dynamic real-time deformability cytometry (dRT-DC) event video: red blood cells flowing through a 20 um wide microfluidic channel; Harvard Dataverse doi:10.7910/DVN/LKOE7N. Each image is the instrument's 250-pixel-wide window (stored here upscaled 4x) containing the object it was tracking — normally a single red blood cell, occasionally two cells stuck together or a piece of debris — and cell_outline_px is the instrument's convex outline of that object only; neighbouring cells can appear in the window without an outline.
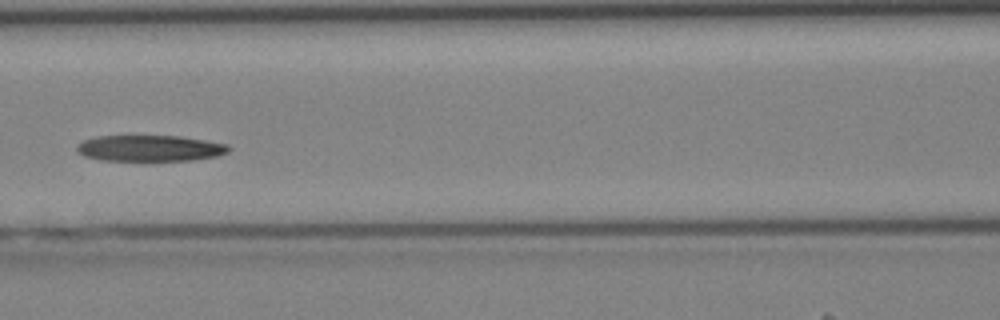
{"species": "Egyptian fruit bat (a non-hibernating species)", "species_latin": "Rousettus aegyptiacus", "temperature_condition": "cold", "stored_images_in_passage": 41, "camera_frame_rate_fps": 3000, "um_per_image_px": 0.085, "animal": {"sex": "female"}, "frame": {"image": 1, "passage_image": 18, "time_ms": 5.667, "image_size_px": [1000, 320], "cell_outline_px": [[232, 148], [228, 152], [216, 156], [196, 160], [100, 160], [84, 156], [76, 148], [84, 140], [96, 136], [180, 136], [228, 144]], "centroid_in_image_um": [12.79, 12.6], "position_along_channel_um": 153.8, "area_um2": 22.95}}